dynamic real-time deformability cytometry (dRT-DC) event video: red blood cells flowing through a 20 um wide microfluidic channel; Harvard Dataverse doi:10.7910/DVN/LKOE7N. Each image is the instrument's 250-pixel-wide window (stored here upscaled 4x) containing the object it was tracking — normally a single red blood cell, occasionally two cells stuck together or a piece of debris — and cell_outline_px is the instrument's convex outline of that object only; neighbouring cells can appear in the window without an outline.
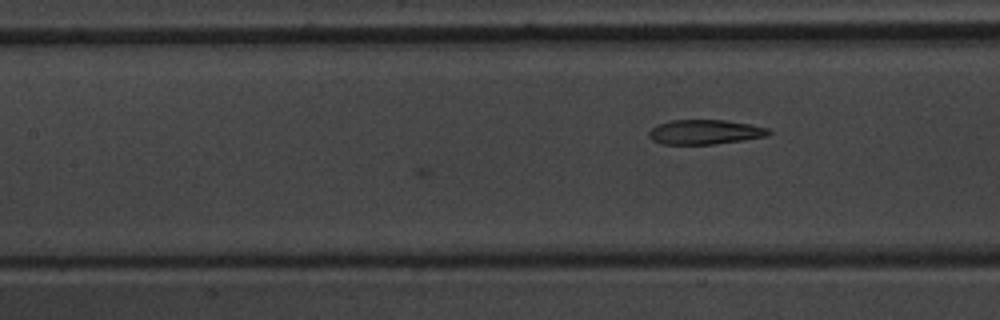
{"species": "common noctule bat (a hibernating species)", "species_latin": "Nyctalus noctula", "temperature_condition": "warm", "stored_images_in_passage": 17, "camera_frame_rate_fps": 3000, "um_per_image_px": 0.085, "animal": {"sex": "male", "body_mass_g": 20.1, "forearm_length_mm": 53.5}, "frame": {"image": 1, "passage_image": 17, "time_ms": 5.333, "image_size_px": [1000, 320], "cell_outline_px": [[772, 132], [768, 136], [744, 140], [712, 144], [660, 144], [652, 140], [648, 136], [648, 132], [652, 128], [660, 124], [672, 120], [724, 120], [748, 124], [768, 128]], "centroid_in_image_um": [59.92, 11.23], "position_along_channel_um": 147.5, "area_um2": 17.11}}